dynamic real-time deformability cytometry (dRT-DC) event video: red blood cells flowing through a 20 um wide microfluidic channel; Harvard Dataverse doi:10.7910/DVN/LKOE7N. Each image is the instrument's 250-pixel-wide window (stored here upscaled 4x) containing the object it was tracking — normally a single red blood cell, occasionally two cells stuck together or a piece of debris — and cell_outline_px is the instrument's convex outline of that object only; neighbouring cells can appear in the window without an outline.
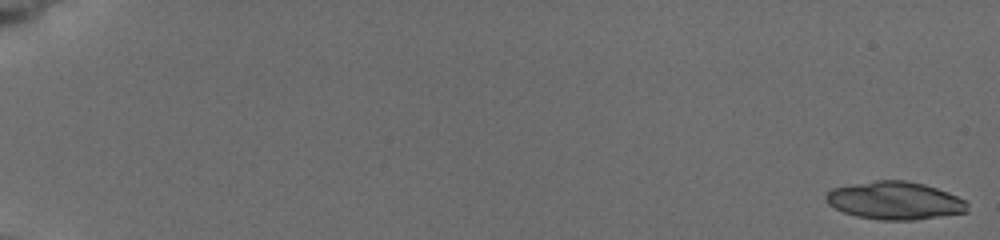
{"species": "common noctule bat (a hibernating species)", "species_latin": "Nyctalus noctula", "temperature_condition": "cold", "stored_images_in_passage": 18, "camera_frame_rate_fps": 3000, "um_per_image_px": 0.085, "animal": {"sex": "female", "body_mass_g": 19.5, "forearm_length_mm": 54.1}, "frame": {"image": 1, "passage_image": 1, "time_ms": 0.0, "image_size_px": [1000, 240], "cell_outline_px": [[968, 212], [916, 220], [880, 220], [856, 216], [844, 212], [828, 204], [824, 200], [824, 196], [832, 188], [852, 184], [876, 180], [904, 180], [924, 184], [948, 192], [964, 200], [968, 204]], "centroid_in_image_um": [76.05, 17.05], "position_along_channel_um": 8.9, "area_um2": 31.27}}
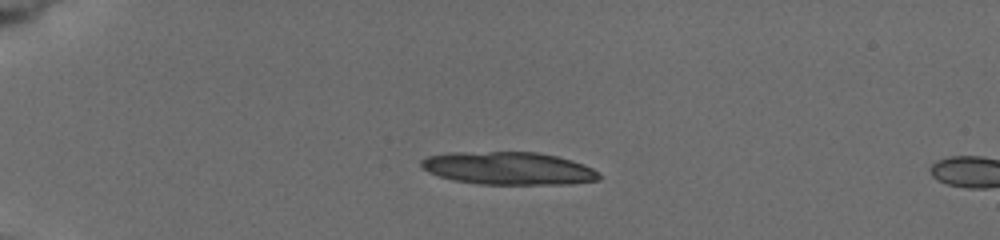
{"frame": {"image": 2, "passage_image": 15, "time_ms": 4.667, "image_size_px": [1000, 240], "cell_outline_px": [[604, 176], [600, 180], [572, 184], [480, 184], [452, 180], [428, 172], [420, 168], [420, 160], [428, 156], [448, 152], [536, 152], [556, 156], [572, 160], [584, 164], [600, 172]], "centroid_in_image_um": [43.24, 14.31], "position_along_channel_um": 41.8, "area_um2": 34.39}}